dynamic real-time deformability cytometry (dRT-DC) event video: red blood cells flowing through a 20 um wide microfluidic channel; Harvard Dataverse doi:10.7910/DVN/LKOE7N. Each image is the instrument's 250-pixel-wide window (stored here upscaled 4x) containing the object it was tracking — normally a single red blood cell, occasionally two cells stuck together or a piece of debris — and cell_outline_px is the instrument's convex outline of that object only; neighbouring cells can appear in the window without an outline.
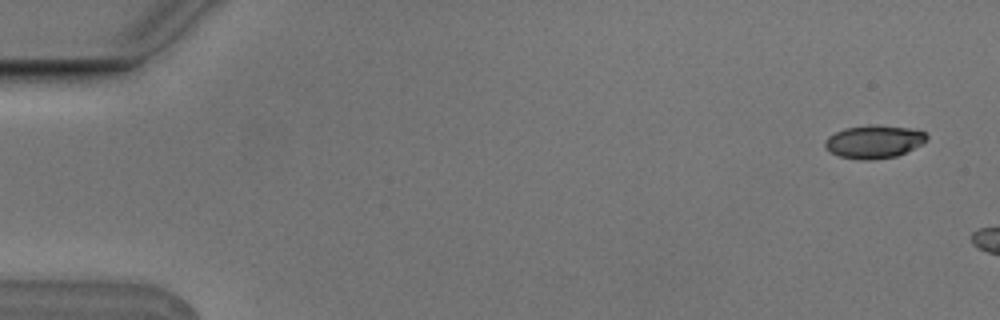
{"species": "Egyptian fruit bat (a non-hibernating species)", "species_latin": "Rousettus aegyptiacus", "temperature_condition": "cold", "stored_images_in_passage": 3, "camera_frame_rate_fps": 3000, "um_per_image_px": 0.085, "animal": {"sex": "male"}, "frame": {"image": 1, "passage_image": 1, "time_ms": 0.0, "image_size_px": [1000, 320], "cell_outline_px": [[928, 140], [924, 144], [896, 156], [868, 160], [860, 160], [840, 156], [828, 152], [824, 148], [824, 140], [828, 136], [844, 128], [872, 124], [876, 124], [908, 128], [924, 132], [928, 136]], "centroid_in_image_um": [74.27, 12.04], "position_along_channel_um": 10.7, "area_um2": 19.83}}